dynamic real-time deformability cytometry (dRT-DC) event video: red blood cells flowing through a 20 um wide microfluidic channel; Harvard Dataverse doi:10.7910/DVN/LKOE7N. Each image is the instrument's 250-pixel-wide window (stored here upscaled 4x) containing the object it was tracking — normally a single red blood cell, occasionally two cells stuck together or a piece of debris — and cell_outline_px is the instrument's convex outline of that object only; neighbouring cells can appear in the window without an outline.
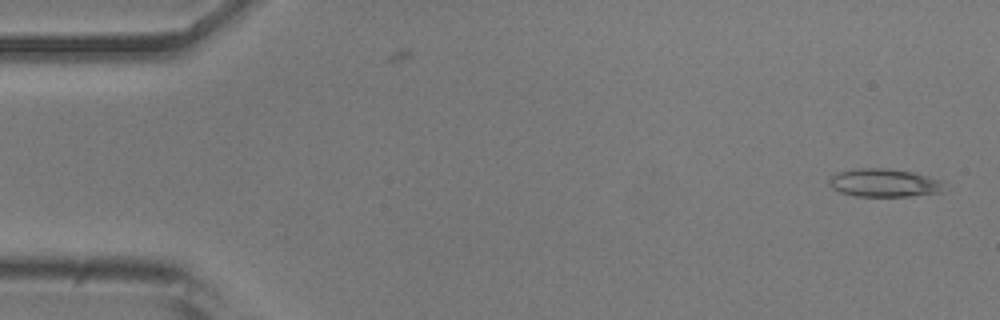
{"species": "common noctule bat (a hibernating species)", "species_latin": "Nyctalus noctula", "temperature_condition": "room temperature", "stored_images_in_passage": 51, "camera_frame_rate_fps": 3000, "um_per_image_px": 0.085, "animal": {"sex": "male", "body_mass_g": 20.5, "forearm_length_mm": 52.5}, "frame": {"image": 1, "passage_image": 1, "time_ms": 0.0, "image_size_px": [1000, 320], "cell_outline_px": [[944, 192], [908, 196], [856, 196], [840, 192], [832, 188], [828, 184], [828, 180], [836, 172], [856, 168], [884, 168], [912, 172], [944, 180]], "centroid_in_image_um": [75.17, 15.54], "position_along_channel_um": 9.8, "area_um2": 19.07}}
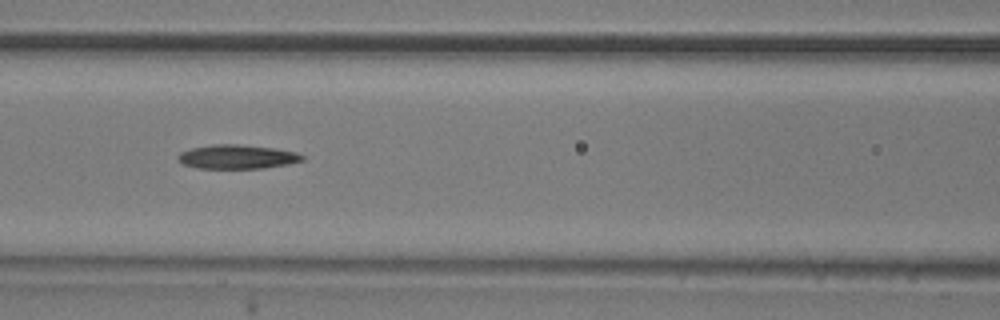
{"frame": {"image": 2, "passage_image": 21, "time_ms": 6.667, "image_size_px": [1000, 320], "cell_outline_px": [[304, 160], [288, 164], [264, 168], [200, 168], [184, 164], [180, 160], [180, 152], [192, 148], [212, 144], [236, 144], [272, 148], [296, 152], [304, 156]], "centroid_in_image_um": [20.2, 13.32], "position_along_channel_um": 146.4, "area_um2": 17.11}}
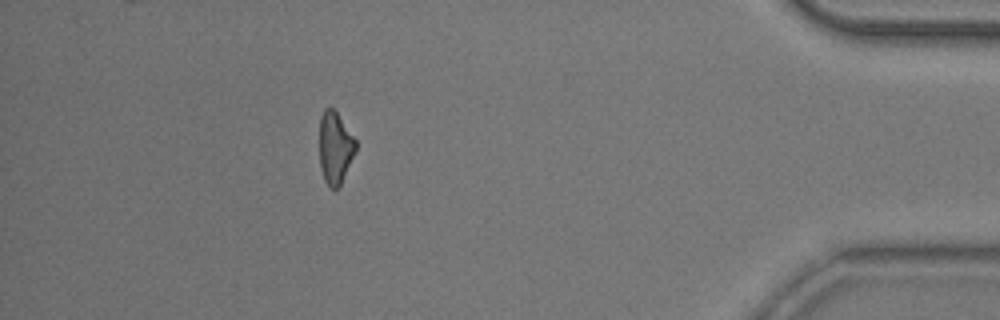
{"frame": {"image": 3, "passage_image": 45, "time_ms": 14.667, "image_size_px": [1000, 320], "cell_outline_px": [[356, 148], [340, 188], [332, 188], [324, 180], [320, 168], [320, 116], [324, 108], [332, 108], [336, 112], [356, 140]], "centroid_in_image_um": [28.47, 12.57], "position_along_channel_um": 406.7, "area_um2": 15.09}, "authors_computed_cell_mechanics": {"area_um2": 17.34, "velocity_mm_per_s": 3.8929, "shape_relaxation_time_tau1_ms": 6.7984, "shape_relaxation_time_tau2_ms": null, "deformation_change_tau1": 0.1473, "deformation_change_tau2": null}}